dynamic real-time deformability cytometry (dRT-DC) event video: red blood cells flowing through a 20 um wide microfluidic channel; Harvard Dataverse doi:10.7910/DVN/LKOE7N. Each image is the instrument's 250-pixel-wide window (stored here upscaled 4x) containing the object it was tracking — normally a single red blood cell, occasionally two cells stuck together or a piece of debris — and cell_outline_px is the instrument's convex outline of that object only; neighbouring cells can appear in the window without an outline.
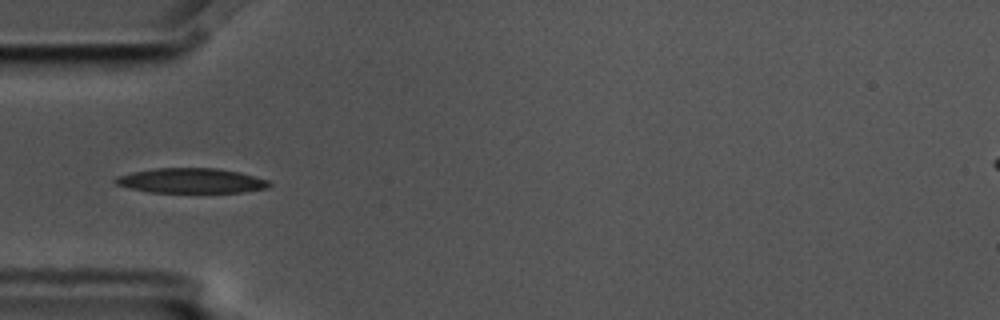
{"species": "common noctule bat (a hibernating species)", "species_latin": "Nyctalus noctula", "temperature_condition": "cold", "stored_images_in_passage": 9, "camera_frame_rate_fps": 3000, "um_per_image_px": 0.085, "animal": {"sex": "male", "body_mass_g": 17.5, "forearm_length_mm": 52.3}, "frame": {"image": 1, "passage_image": 3, "time_ms": 0.667, "image_size_px": [1000, 320], "cell_outline_px": [[272, 184], [268, 188], [244, 192], [148, 192], [116, 184], [112, 180], [116, 176], [132, 172], [156, 168], [220, 168], [240, 172], [268, 180]], "centroid_in_image_um": [16.27, 15.35], "position_along_channel_um": 68.7, "area_um2": 22.37}}
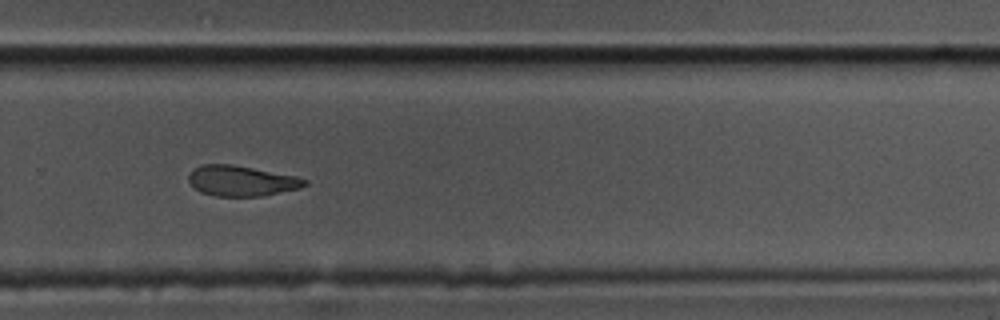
{"frame": {"image": 2, "passage_image": 9, "time_ms": 2.667, "image_size_px": [1000, 320], "cell_outline_px": [[308, 184], [300, 188], [260, 196], [216, 196], [200, 192], [188, 180], [188, 176], [200, 164], [232, 164], [296, 176], [308, 180]], "centroid_in_image_um": [20.54, 15.37], "position_along_channel_um": 309.3, "area_um2": 20.4}}